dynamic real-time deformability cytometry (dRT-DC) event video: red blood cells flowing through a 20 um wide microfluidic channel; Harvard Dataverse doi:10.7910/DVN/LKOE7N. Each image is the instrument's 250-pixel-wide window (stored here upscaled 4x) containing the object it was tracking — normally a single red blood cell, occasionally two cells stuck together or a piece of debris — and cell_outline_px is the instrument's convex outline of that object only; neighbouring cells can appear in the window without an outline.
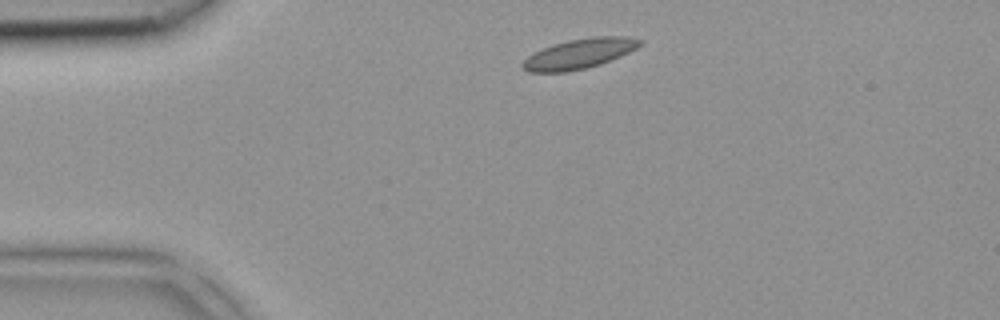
{"species": "common noctule bat (a hibernating species)", "species_latin": "Nyctalus noctula", "temperature_condition": "room temperature", "stored_images_in_passage": 2, "camera_frame_rate_fps": 3000, "um_per_image_px": 0.085, "animal": {"sex": "female", "body_mass_g": 18.4}, "frame": {"image": 1, "passage_image": 1, "time_ms": 0.0, "image_size_px": [1000, 320], "cell_outline_px": [[644, 44], [620, 56], [600, 64], [584, 68], [564, 72], [528, 72], [520, 64], [528, 56], [552, 44], [568, 40], [592, 36], [628, 36], [644, 40]], "centroid_in_image_um": [49.28, 4.54], "position_along_channel_um": 35.7, "area_um2": 20.4}}